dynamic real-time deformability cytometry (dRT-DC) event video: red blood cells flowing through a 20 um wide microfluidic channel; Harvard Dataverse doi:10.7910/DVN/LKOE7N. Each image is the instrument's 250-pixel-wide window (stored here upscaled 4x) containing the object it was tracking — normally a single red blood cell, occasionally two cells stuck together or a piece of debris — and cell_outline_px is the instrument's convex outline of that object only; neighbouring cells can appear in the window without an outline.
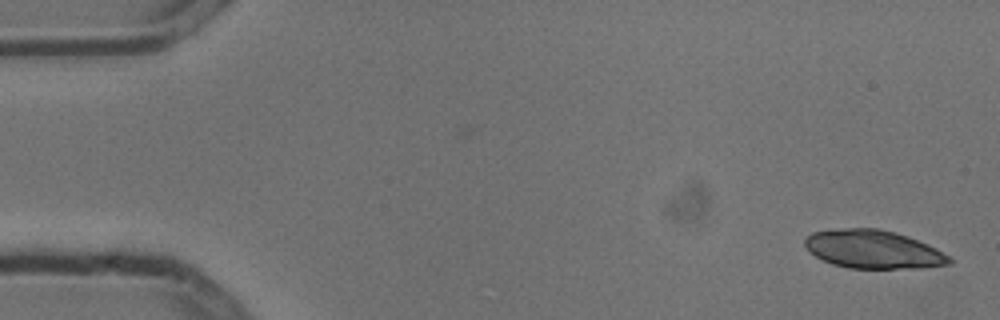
{"species": "common noctule bat (a hibernating species)", "species_latin": "Nyctalus noctula", "temperature_condition": "cold", "stored_images_in_passage": 6, "segment_of_instrument_passage": [2, 2], "camera_frame_rate_fps": 3000, "um_per_image_px": 0.085, "animal": {"sex": "male", "body_mass_g": 13.3}, "frame": {"image": 1, "passage_image": 6, "time_ms": 1.667, "image_size_px": [1000, 320], "cell_outline_px": [[956, 260], [952, 264], [920, 268], [848, 268], [832, 264], [808, 252], [804, 244], [804, 240], [812, 232], [844, 228], [880, 228], [896, 232], [908, 236], [928, 244], [952, 256]], "centroid_in_image_um": [74.28, 21.19], "position_along_channel_um": 10.7, "area_um2": 32.66}}